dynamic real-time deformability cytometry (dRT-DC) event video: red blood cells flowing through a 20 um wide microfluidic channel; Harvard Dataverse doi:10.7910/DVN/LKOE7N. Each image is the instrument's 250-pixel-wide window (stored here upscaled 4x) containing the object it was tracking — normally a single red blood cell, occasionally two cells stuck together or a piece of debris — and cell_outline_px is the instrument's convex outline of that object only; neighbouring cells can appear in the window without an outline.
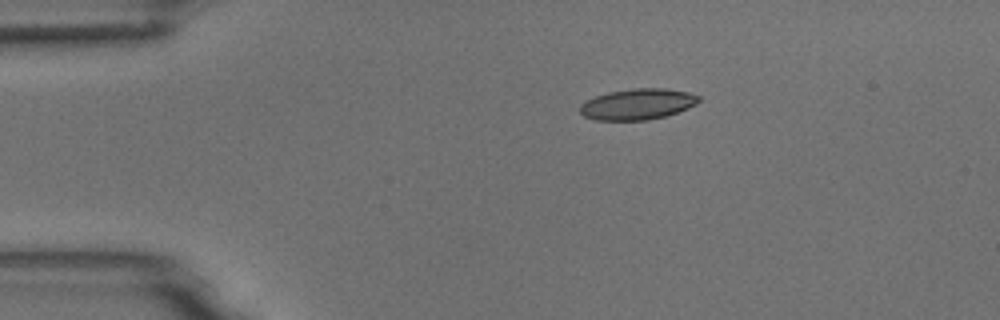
{"species": "common noctule bat (a hibernating species)", "species_latin": "Nyctalus noctula", "temperature_condition": "room temperature", "stored_images_in_passage": 8, "camera_frame_rate_fps": 3000, "um_per_image_px": 0.085, "animal": {"sex": "male", "body_mass_g": 18.8}, "frame": {"image": 1, "passage_image": 1, "time_ms": 0.0, "image_size_px": [1000, 320], "cell_outline_px": [[700, 100], [696, 104], [688, 108], [664, 116], [648, 120], [596, 120], [584, 116], [580, 112], [580, 104], [596, 96], [608, 92], [632, 88], [664, 88], [688, 92], [700, 96]], "centroid_in_image_um": [54.2, 8.85], "position_along_channel_um": 30.8, "area_um2": 21.33}}
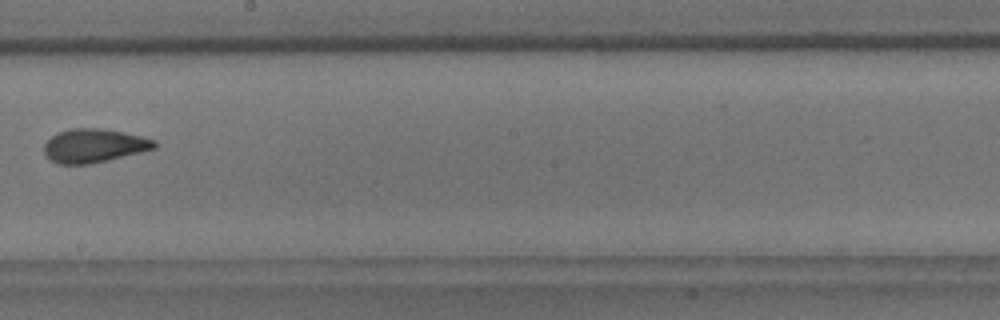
{"frame": {"image": 2, "passage_image": 7, "time_ms": 2.0, "image_size_px": [1000, 320], "cell_outline_px": [[160, 144], [156, 148], [108, 160], [88, 164], [60, 164], [52, 160], [44, 152], [44, 144], [52, 136], [60, 132], [72, 128], [100, 128], [124, 132], [156, 140]], "centroid_in_image_um": [8.03, 12.37], "position_along_channel_um": 240.2, "area_um2": 21.5}}
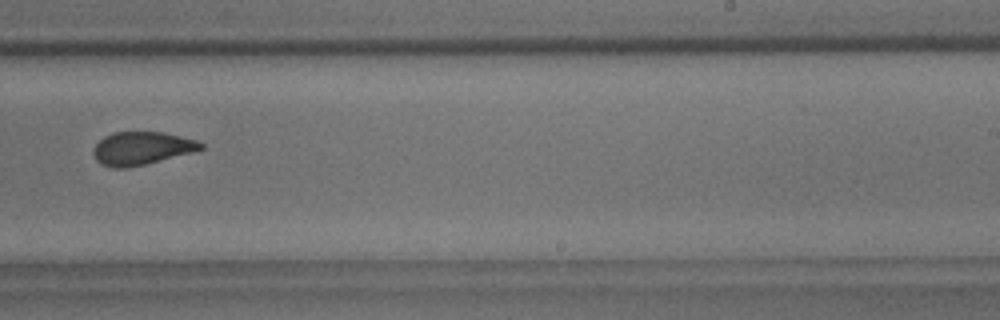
{"frame": {"image": 3, "passage_image": 8, "time_ms": 2.333, "image_size_px": [1000, 320], "cell_outline_px": [[204, 148], [192, 152], [128, 168], [112, 168], [100, 164], [96, 160], [92, 152], [96, 144], [104, 136], [112, 132], [164, 132], [196, 140], [204, 144]], "centroid_in_image_um": [12.01, 12.6], "position_along_channel_um": 277.0, "area_um2": 20.63}}